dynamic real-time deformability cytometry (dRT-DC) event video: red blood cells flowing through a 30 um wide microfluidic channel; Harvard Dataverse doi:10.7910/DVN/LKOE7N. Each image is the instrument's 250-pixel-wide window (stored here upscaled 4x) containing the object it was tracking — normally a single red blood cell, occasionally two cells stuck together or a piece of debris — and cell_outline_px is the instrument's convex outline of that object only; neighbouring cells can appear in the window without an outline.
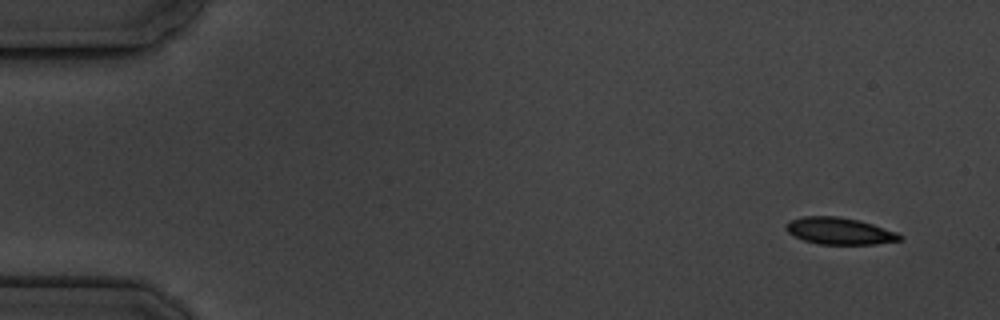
{"species": "common noctule bat (a hibernating species)", "species_latin": "Nyctalus noctula", "temperature_condition": "cold", "stored_images_in_passage": 4, "camera_frame_rate_fps": 3000, "um_per_image_px": 0.085, "animal": {"sex": "male", "body_mass_g": 19.5, "forearm_length_mm": 54.6}, "frame": {"image": 1, "passage_image": 1, "time_ms": 0.0, "image_size_px": [1000, 320], "cell_outline_px": [[904, 236], [900, 240], [876, 244], [816, 244], [792, 236], [784, 228], [784, 224], [792, 220], [804, 216], [840, 216], [860, 220], [896, 232]], "centroid_in_image_um": [71.32, 19.63], "position_along_channel_um": 13.7, "area_um2": 17.92}}
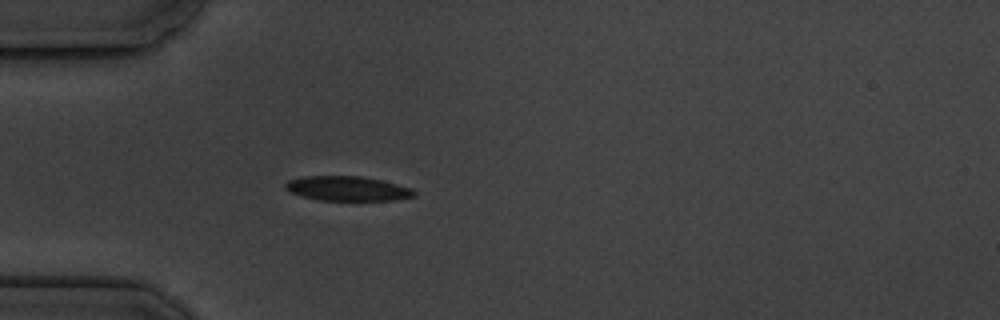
{"frame": {"image": 2, "passage_image": 4, "time_ms": 4.333, "image_size_px": [1000, 320], "cell_outline_px": [[416, 196], [392, 200], [320, 200], [304, 196], [292, 192], [284, 188], [284, 184], [288, 180], [304, 176], [360, 176], [380, 180], [412, 188], [416, 192]], "centroid_in_image_um": [29.54, 16.02], "position_along_channel_um": 55.5, "area_um2": 18.26}}